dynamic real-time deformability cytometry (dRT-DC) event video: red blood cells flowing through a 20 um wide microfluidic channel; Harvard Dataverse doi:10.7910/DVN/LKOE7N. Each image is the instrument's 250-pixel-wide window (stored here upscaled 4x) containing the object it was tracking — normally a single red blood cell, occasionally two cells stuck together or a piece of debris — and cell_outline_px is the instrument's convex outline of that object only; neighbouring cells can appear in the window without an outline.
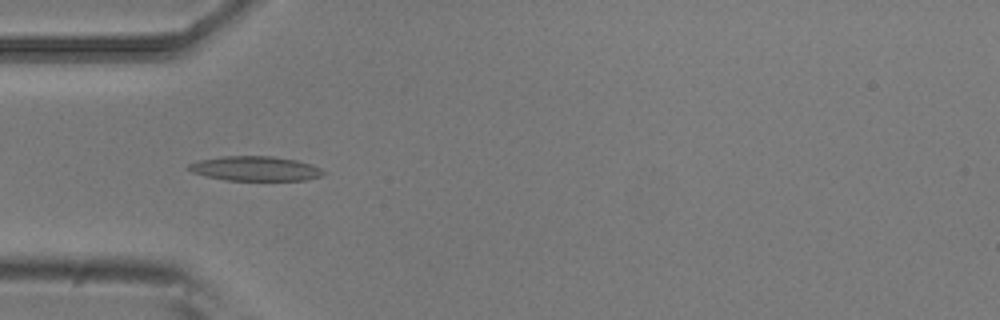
{"species": "common noctule bat (a hibernating species)", "species_latin": "Nyctalus noctula", "temperature_condition": "room temperature", "stored_images_in_passage": 6, "camera_frame_rate_fps": 3000, "um_per_image_px": 0.085, "animal": {"sex": "male", "body_mass_g": 20.5, "forearm_length_mm": 52.5}, "frame": {"image": 1, "passage_image": 4, "time_ms": 1.0, "image_size_px": [1000, 320], "cell_outline_px": [[324, 172], [320, 176], [304, 180], [224, 180], [192, 172], [184, 168], [188, 164], [200, 160], [220, 156], [272, 156], [296, 160], [320, 168]], "centroid_in_image_um": [21.62, 14.32], "position_along_channel_um": 63.4, "area_um2": 19.13}}
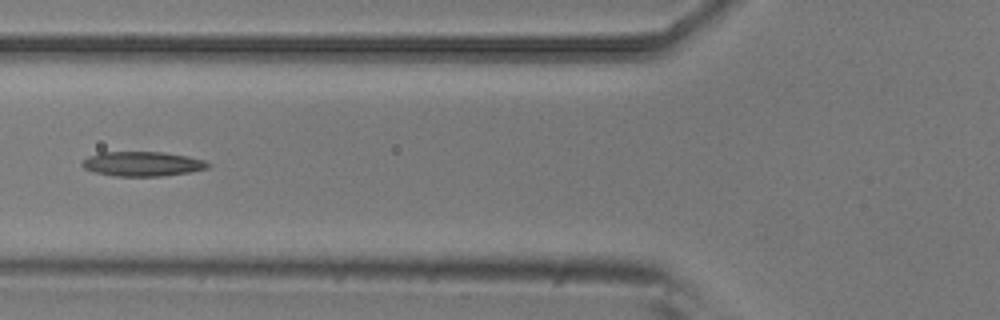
{"frame": {"image": 2, "passage_image": 5, "time_ms": 1.333, "image_size_px": [1000, 320], "cell_outline_px": [[212, 164], [208, 168], [188, 172], [160, 176], [116, 176], [92, 172], [84, 168], [80, 164], [88, 156], [100, 152], [164, 152], [188, 156], [204, 160]], "centroid_in_image_um": [12.09, 13.92], "position_along_channel_um": 113.7, "area_um2": 18.09}}
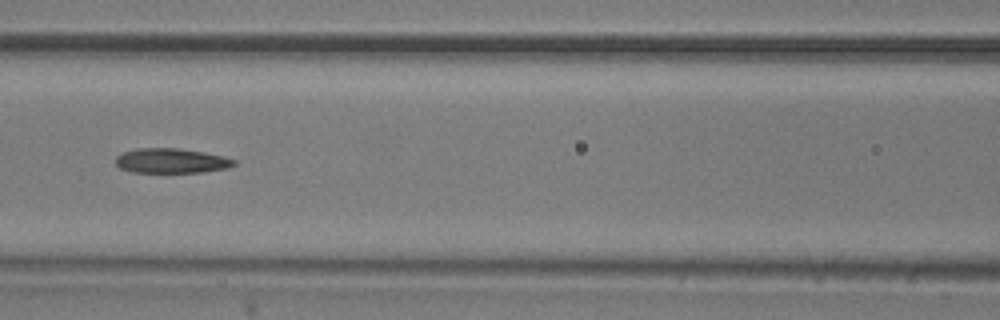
{"frame": {"image": 3, "passage_image": 6, "time_ms": 1.667, "image_size_px": [1000, 320], "cell_outline_px": [[236, 164], [228, 168], [200, 172], [132, 172], [120, 168], [116, 164], [116, 156], [124, 152], [136, 148], [176, 148], [204, 152], [224, 156], [236, 160]], "centroid_in_image_um": [14.57, 13.66], "position_along_channel_um": 152.0, "area_um2": 17.05}}